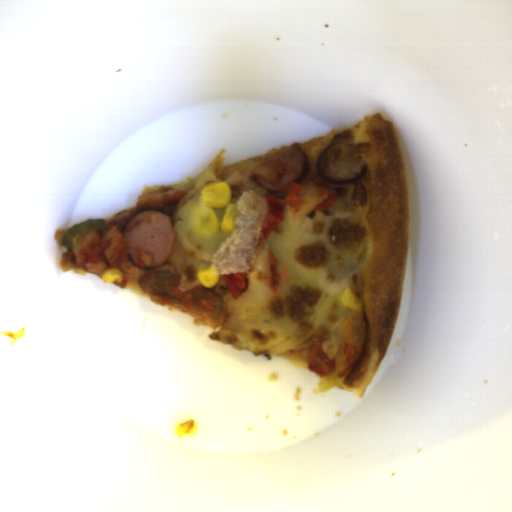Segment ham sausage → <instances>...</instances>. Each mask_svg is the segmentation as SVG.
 I'll use <instances>...</instances> for the list:
<instances>
[{"label":"ham sausage","mask_w":512,"mask_h":512,"mask_svg":"<svg viewBox=\"0 0 512 512\" xmlns=\"http://www.w3.org/2000/svg\"><path fill=\"white\" fill-rule=\"evenodd\" d=\"M366 167L359 152L344 142L329 144L316 162L319 175L333 185L357 180L365 174Z\"/></svg>","instance_id":"b0c6462f"},{"label":"ham sausage","mask_w":512,"mask_h":512,"mask_svg":"<svg viewBox=\"0 0 512 512\" xmlns=\"http://www.w3.org/2000/svg\"><path fill=\"white\" fill-rule=\"evenodd\" d=\"M308 166L307 154L291 145L264 161L253 173L261 186L273 193L293 186L304 177Z\"/></svg>","instance_id":"77c602ba"},{"label":"ham sausage","mask_w":512,"mask_h":512,"mask_svg":"<svg viewBox=\"0 0 512 512\" xmlns=\"http://www.w3.org/2000/svg\"><path fill=\"white\" fill-rule=\"evenodd\" d=\"M129 258L142 269L161 266L168 258L174 238L168 215L157 210L140 212L123 229Z\"/></svg>","instance_id":"0cea0756"}]
</instances>
